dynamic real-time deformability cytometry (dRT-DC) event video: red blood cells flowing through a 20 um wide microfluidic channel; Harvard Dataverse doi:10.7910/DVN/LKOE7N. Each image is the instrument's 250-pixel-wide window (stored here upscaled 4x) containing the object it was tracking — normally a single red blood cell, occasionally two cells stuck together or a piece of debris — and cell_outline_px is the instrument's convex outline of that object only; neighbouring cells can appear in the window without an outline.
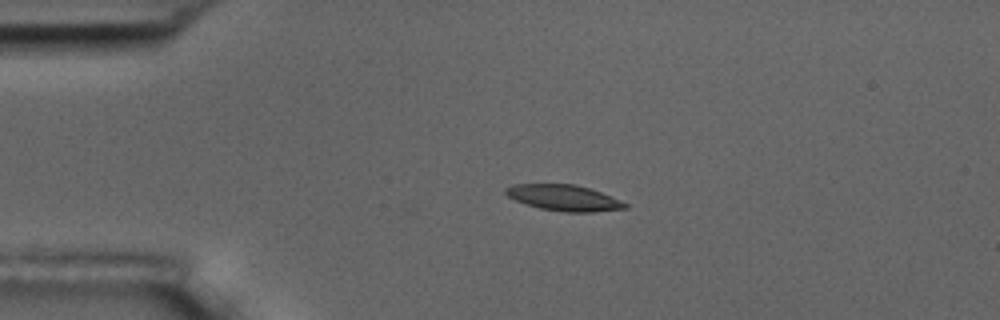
{"species": "common noctule bat (a hibernating species)", "species_latin": "Nyctalus noctula", "temperature_condition": "room temperature", "stored_images_in_passage": 5, "camera_frame_rate_fps": 3000, "um_per_image_px": 0.085, "animal": {"sex": "male", "body_mass_g": 17.5, "forearm_length_mm": 52.3}, "frame": {"image": 1, "passage_image": 4, "time_ms": 3.667, "image_size_px": [1000, 320], "cell_outline_px": [[628, 208], [592, 212], [564, 212], [540, 208], [516, 200], [508, 196], [504, 192], [504, 188], [512, 184], [576, 184], [600, 192], [628, 204]], "centroid_in_image_um": [47.91, 16.81], "position_along_channel_um": 37.1, "area_um2": 17.86}}